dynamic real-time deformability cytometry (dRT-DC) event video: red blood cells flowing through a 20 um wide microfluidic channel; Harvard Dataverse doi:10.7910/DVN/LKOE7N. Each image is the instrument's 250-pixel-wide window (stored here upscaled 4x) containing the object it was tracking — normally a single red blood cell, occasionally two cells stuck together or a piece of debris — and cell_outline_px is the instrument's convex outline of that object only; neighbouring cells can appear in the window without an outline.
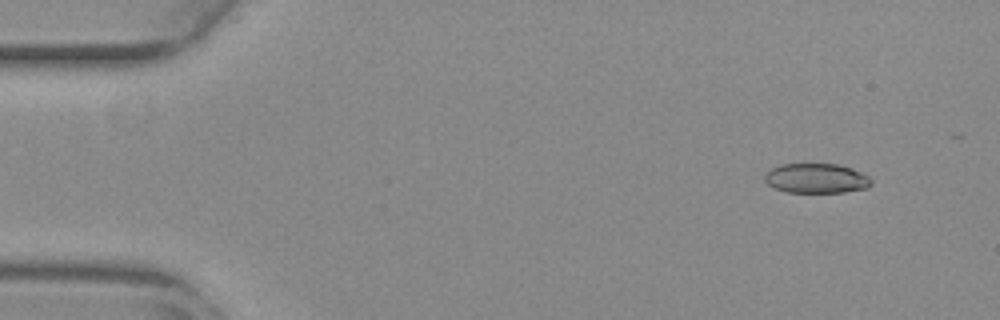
{"species": "common noctule bat (a hibernating species)", "species_latin": "Nyctalus noctula", "temperature_condition": "warm", "stored_images_in_passage": 54, "camera_frame_rate_fps": 3000, "um_per_image_px": 0.085, "animal": {"sex": "female", "body_mass_g": 29.2, "forearm_length_mm": 56.3}, "frame": {"image": 1, "passage_image": 5, "time_ms": 1.333, "image_size_px": [1000, 320], "cell_outline_px": [[872, 184], [868, 188], [844, 192], [788, 192], [776, 188], [768, 184], [764, 180], [764, 176], [772, 168], [780, 164], [836, 164], [852, 168], [868, 176], [872, 180]], "centroid_in_image_um": [69.41, 15.16], "position_along_channel_um": 15.6, "area_um2": 18.38}}
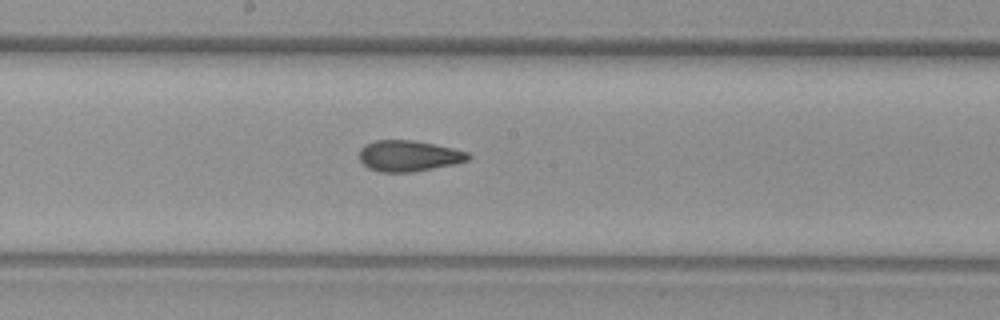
{"frame": {"image": 2, "passage_image": 29, "time_ms": 9.333, "image_size_px": [1000, 320], "cell_outline_px": [[472, 156], [468, 160], [452, 164], [412, 172], [380, 172], [368, 168], [360, 160], [360, 148], [364, 144], [376, 140], [412, 140], [452, 148], [468, 152]], "centroid_in_image_um": [34.71, 13.25], "position_along_channel_um": 213.5, "area_um2": 19.48}}
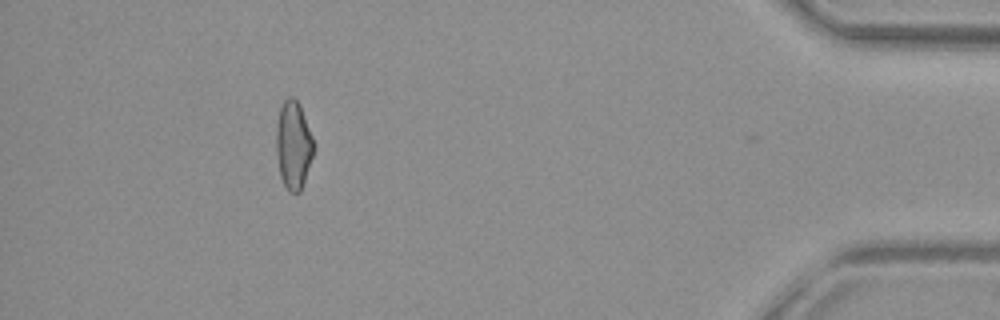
{"frame": {"image": 3, "passage_image": 49, "time_ms": 16.0, "image_size_px": [1000, 320], "cell_outline_px": [[312, 156], [300, 192], [288, 192], [280, 176], [276, 152], [276, 124], [280, 108], [284, 100], [288, 96], [292, 96], [300, 104], [312, 136]], "centroid_in_image_um": [24.9, 12.3], "position_along_channel_um": 410.3, "area_um2": 18.96}, "authors_computed_cell_mechanics": {"area_um2": 19.5942, "velocity_mm_per_s": 3.8686, "shape_relaxation_time_tau1_ms": null, "shape_relaxation_time_tau2_ms": 2.1514, "deformation_change_tau1": null, "deformation_change_tau2": 0.0785}}